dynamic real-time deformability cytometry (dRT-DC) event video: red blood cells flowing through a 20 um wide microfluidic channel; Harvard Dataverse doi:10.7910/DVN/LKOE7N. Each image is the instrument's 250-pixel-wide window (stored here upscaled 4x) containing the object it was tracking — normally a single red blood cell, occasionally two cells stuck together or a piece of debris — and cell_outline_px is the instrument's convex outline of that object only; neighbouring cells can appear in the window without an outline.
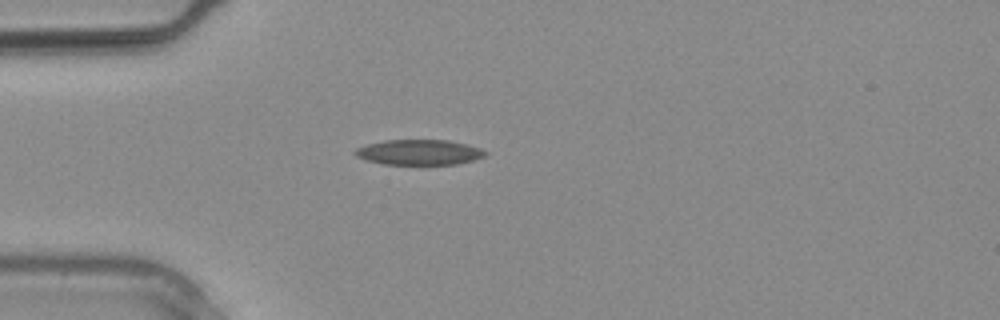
{"species": "common noctule bat (a hibernating species)", "species_latin": "Nyctalus noctula", "temperature_condition": "warm", "stored_images_in_passage": 9, "camera_frame_rate_fps": 3000, "um_per_image_px": 0.085, "animal": {"sex": "male", "body_mass_g": 20.4}, "frame": {"image": 1, "passage_image": 1, "time_ms": 0.0, "image_size_px": [1000, 320], "cell_outline_px": [[488, 152], [484, 156], [472, 160], [456, 164], [384, 164], [368, 160], [356, 156], [352, 152], [356, 148], [368, 144], [384, 140], [448, 140], [468, 144], [480, 148]], "centroid_in_image_um": [35.62, 12.93], "position_along_channel_um": 49.4, "area_um2": 19.07}}